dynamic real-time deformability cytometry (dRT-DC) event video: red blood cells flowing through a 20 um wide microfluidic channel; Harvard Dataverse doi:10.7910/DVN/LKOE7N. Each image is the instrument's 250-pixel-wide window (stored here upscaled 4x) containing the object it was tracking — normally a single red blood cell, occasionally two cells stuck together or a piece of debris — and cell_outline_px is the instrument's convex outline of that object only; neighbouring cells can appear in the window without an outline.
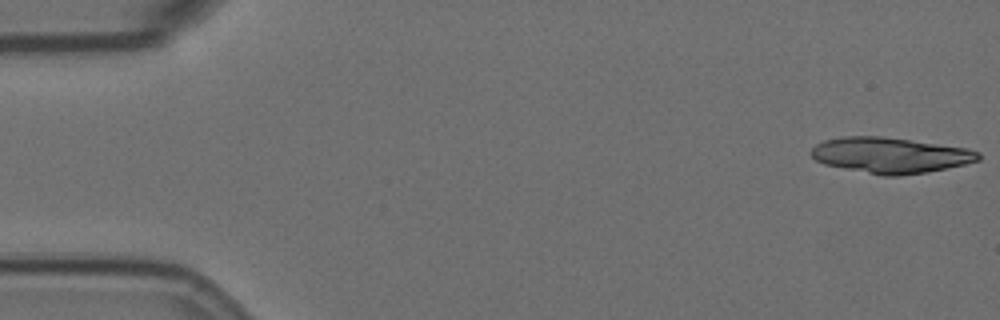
{"species": "Egyptian fruit bat (a non-hibernating species)", "species_latin": "Rousettus aegyptiacus", "temperature_condition": "room temperature", "stored_images_in_passage": 16, "camera_frame_rate_fps": 3000, "um_per_image_px": 0.085, "animal": {"sex": "female"}, "frame": {"image": 1, "passage_image": 1, "time_ms": 0.0, "image_size_px": [1000, 320], "cell_outline_px": [[980, 160], [964, 164], [928, 172], [900, 176], [884, 176], [824, 164], [816, 160], [808, 152], [816, 144], [824, 140], [844, 136], [880, 136], [968, 148], [980, 152]], "centroid_in_image_um": [75.66, 13.19], "position_along_channel_um": 9.3, "area_um2": 34.68}}